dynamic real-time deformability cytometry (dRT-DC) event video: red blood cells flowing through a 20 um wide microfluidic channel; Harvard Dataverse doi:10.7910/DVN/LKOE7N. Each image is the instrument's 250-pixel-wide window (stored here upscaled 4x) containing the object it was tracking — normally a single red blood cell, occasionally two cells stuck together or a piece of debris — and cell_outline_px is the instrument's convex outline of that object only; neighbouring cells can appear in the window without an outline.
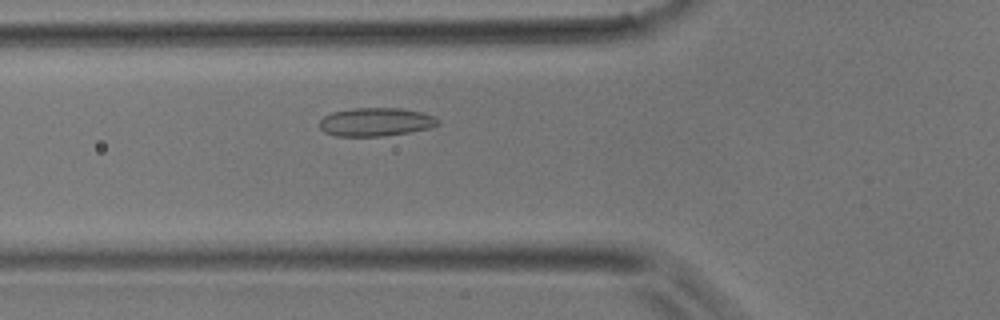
{"species": "common noctule bat (a hibernating species)", "species_latin": "Nyctalus noctula", "temperature_condition": "room temperature", "stored_images_in_passage": 34, "camera_frame_rate_fps": 3000, "um_per_image_px": 0.085, "animal": {"sex": "male", "body_mass_g": 17.9}, "frame": {"image": 1, "passage_image": 3, "time_ms": 0.667, "image_size_px": [1000, 320], "cell_outline_px": [[440, 124], [432, 128], [384, 136], [336, 136], [324, 132], [320, 128], [320, 120], [324, 116], [332, 112], [352, 108], [400, 108], [420, 112], [436, 116], [440, 120]], "centroid_in_image_um": [31.97, 10.37], "position_along_channel_um": 93.8, "area_um2": 19.77}}
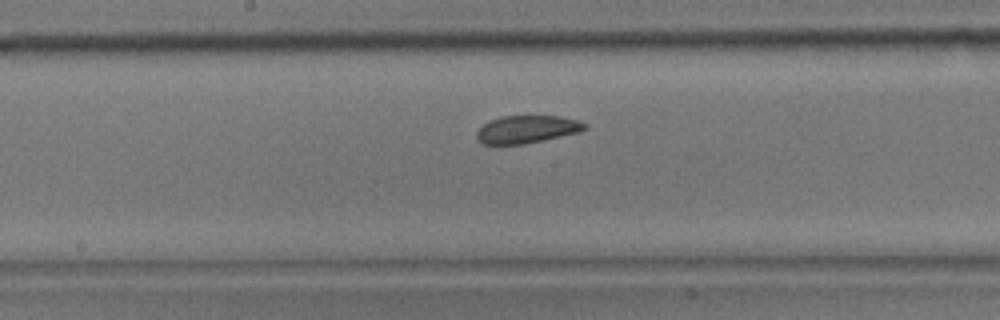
{"frame": {"image": 2, "passage_image": 11, "time_ms": 3.333, "image_size_px": [1000, 320], "cell_outline_px": [[588, 128], [580, 132], [524, 144], [484, 144], [476, 136], [476, 132], [484, 124], [500, 116], [560, 116], [576, 120], [588, 124]], "centroid_in_image_um": [44.83, 10.98], "position_along_channel_um": 203.4, "area_um2": 17.28}}
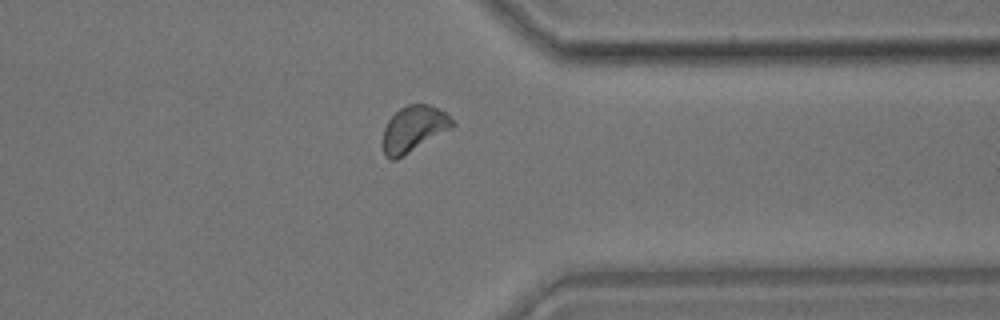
{"frame": {"image": 3, "passage_image": 24, "time_ms": 7.667, "image_size_px": [1000, 320], "cell_outline_px": [[456, 124], [452, 128], [396, 160], [392, 160], [384, 156], [384, 128], [388, 120], [400, 108], [408, 104], [428, 104], [444, 112], [456, 120]], "centroid_in_image_um": [35.19, 10.95], "position_along_channel_um": 376.2, "area_um2": 18.5}}